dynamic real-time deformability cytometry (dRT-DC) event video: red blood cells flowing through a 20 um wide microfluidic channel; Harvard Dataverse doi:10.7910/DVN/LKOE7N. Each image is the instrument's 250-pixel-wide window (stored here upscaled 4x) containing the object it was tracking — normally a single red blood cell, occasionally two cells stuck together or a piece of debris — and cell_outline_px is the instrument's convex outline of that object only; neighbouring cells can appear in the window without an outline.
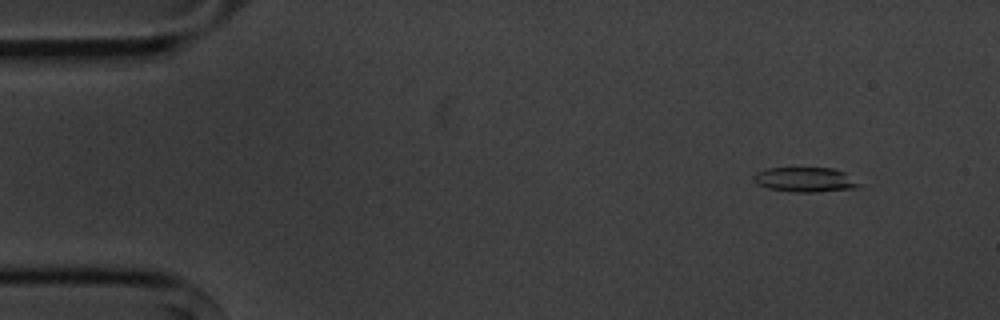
{"species": "common noctule bat (a hibernating species)", "species_latin": "Nyctalus noctula", "temperature_condition": "cold", "stored_images_in_passage": 5, "camera_frame_rate_fps": 3000, "um_per_image_px": 0.085, "animal": {"sex": "male", "body_mass_g": 20.1, "forearm_length_mm": 53.5}, "frame": {"image": 1, "passage_image": 2, "time_ms": 1.333, "image_size_px": [1000, 320], "cell_outline_px": [[860, 184], [856, 188], [812, 192], [796, 192], [768, 188], [756, 184], [752, 180], [752, 176], [756, 172], [768, 168], [832, 168], [844, 172]], "centroid_in_image_um": [68.37, 15.26], "position_along_channel_um": 16.6, "area_um2": 15.03}}